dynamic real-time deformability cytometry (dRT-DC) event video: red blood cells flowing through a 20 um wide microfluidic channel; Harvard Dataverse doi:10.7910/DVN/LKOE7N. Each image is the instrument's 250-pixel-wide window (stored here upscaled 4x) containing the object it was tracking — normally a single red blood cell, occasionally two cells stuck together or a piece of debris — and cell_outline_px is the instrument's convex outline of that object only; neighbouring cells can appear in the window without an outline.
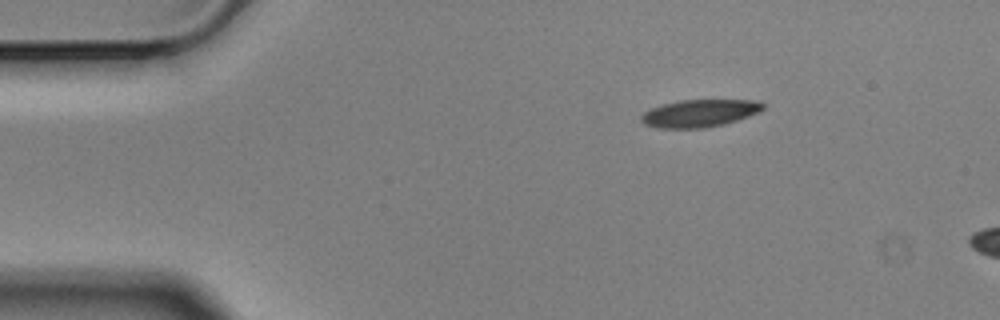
{"species": "Egyptian fruit bat (a non-hibernating species)", "species_latin": "Rousettus aegyptiacus", "temperature_condition": "cold", "stored_images_in_passage": 4, "camera_frame_rate_fps": 3000, "um_per_image_px": 0.085, "animal": {"sex": "male"}, "frame": {"image": 1, "passage_image": 1, "time_ms": 0.0, "image_size_px": [1000, 320], "cell_outline_px": [[764, 108], [748, 116], [724, 124], [704, 128], [656, 128], [644, 124], [640, 120], [640, 116], [644, 112], [652, 108], [664, 104], [680, 100], [760, 100], [764, 104]], "centroid_in_image_um": [59.44, 9.63], "position_along_channel_um": 25.6, "area_um2": 19.42}}